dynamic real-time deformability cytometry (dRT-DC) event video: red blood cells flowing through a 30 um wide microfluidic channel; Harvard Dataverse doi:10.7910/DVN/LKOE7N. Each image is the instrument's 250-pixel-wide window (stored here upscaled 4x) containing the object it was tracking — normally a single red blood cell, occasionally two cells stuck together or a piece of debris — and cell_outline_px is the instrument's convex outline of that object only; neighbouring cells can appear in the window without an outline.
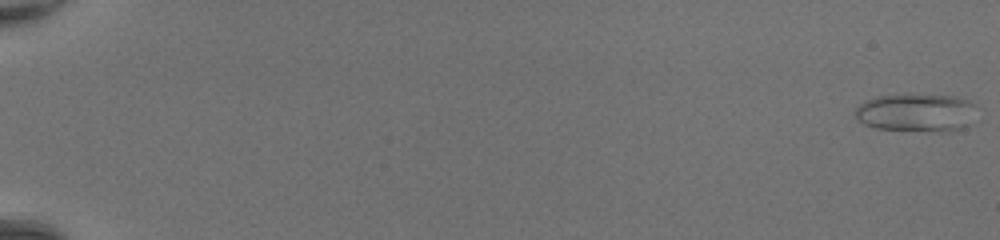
{"species": "common noctule bat (a hibernating species)", "species_latin": "Nyctalus noctula", "temperature_condition": "room temperature", "stored_images_in_passage": 50, "camera_frame_rate_fps": 3000, "um_per_image_px": 0.085, "animal": {"sex": "female", "body_mass_g": 20.0, "forearm_length_mm": 54.0}, "frame": {"image": 1, "passage_image": 1, "time_ms": 0.0, "image_size_px": [1000, 240], "cell_outline_px": [[976, 104], [968, 124], [964, 128], [944, 132], [936, 132], [876, 128], [864, 124], [856, 116], [856, 108], [864, 100], [876, 96], [952, 96], [968, 100]], "centroid_in_image_um": [77.88, 9.6], "position_along_channel_um": 7.1, "area_um2": 26.41}}
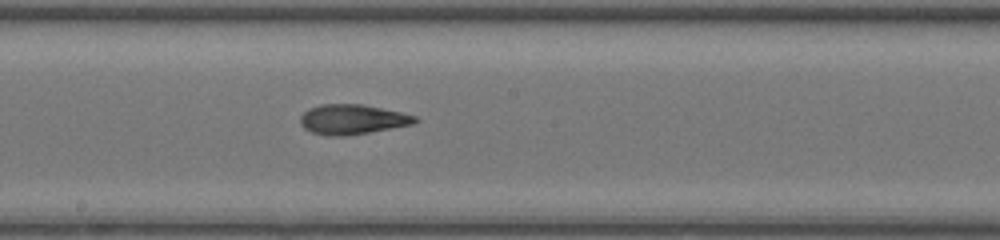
{"frame": {"image": 2, "passage_image": 30, "time_ms": 9.667, "image_size_px": [1000, 240], "cell_outline_px": [[420, 120], [412, 124], [368, 132], [344, 136], [328, 136], [312, 132], [304, 128], [300, 124], [300, 116], [308, 108], [320, 104], [360, 104], [400, 112], [416, 116]], "centroid_in_image_um": [29.9, 10.14], "position_along_channel_um": 218.3, "area_um2": 19.83}}
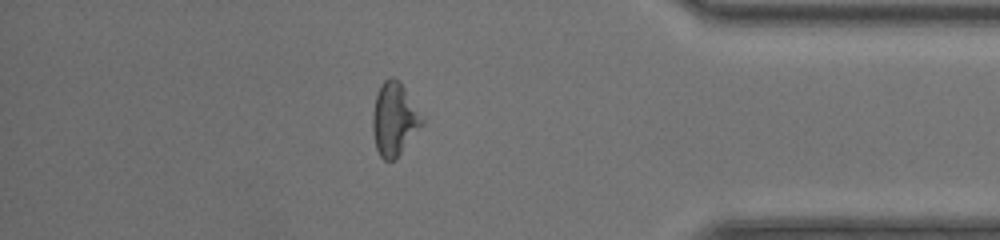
{"frame": {"image": 3, "passage_image": 44, "time_ms": 14.333, "image_size_px": [1000, 240], "cell_outline_px": [[424, 124], [400, 152], [392, 160], [384, 160], [380, 156], [376, 148], [372, 128], [372, 112], [376, 96], [380, 84], [388, 76], [392, 76], [400, 80], [424, 120]], "centroid_in_image_um": [33.49, 10.08], "position_along_channel_um": 401.7, "area_um2": 20.87}, "authors_computed_cell_mechanics": {"area_um2": 20.9236, "velocity_mm_per_s": 4.4204, "shape_relaxation_time_tau1_ms": 7.8042, "shape_relaxation_time_tau2_ms": 1.983, "deformation_change_tau1": 0.2285, "deformation_change_tau2": 0.1068}}